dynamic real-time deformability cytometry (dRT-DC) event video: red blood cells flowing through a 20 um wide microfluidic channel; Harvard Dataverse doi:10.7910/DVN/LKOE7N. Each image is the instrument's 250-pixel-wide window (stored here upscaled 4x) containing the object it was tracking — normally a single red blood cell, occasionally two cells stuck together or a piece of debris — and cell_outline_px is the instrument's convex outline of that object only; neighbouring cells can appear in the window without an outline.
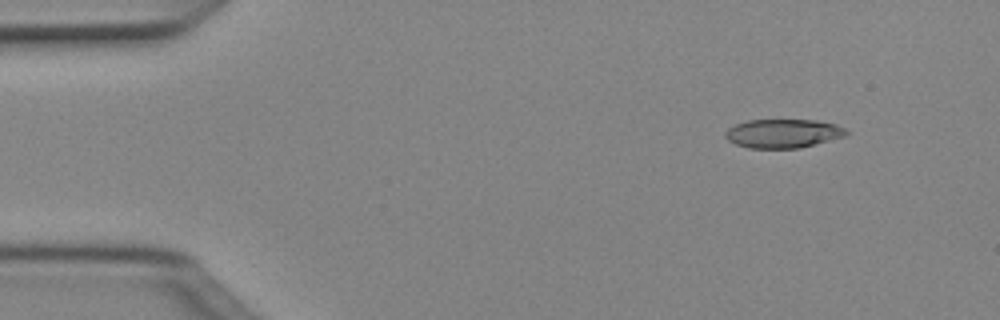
{"species": "Egyptian fruit bat (a non-hibernating species)", "species_latin": "Rousettus aegyptiacus", "temperature_condition": "cold", "stored_images_in_passage": 7, "camera_frame_rate_fps": 3000, "um_per_image_px": 0.085, "animal": {"sex": "female"}, "frame": {"image": 1, "passage_image": 2, "time_ms": 0.333, "image_size_px": [1000, 320], "cell_outline_px": [[848, 132], [844, 136], [800, 148], [748, 148], [736, 144], [728, 140], [724, 136], [724, 132], [728, 128], [736, 124], [748, 120], [816, 120], [836, 124], [844, 128]], "centroid_in_image_um": [66.53, 11.34], "position_along_channel_um": 18.5, "area_um2": 20.23}}
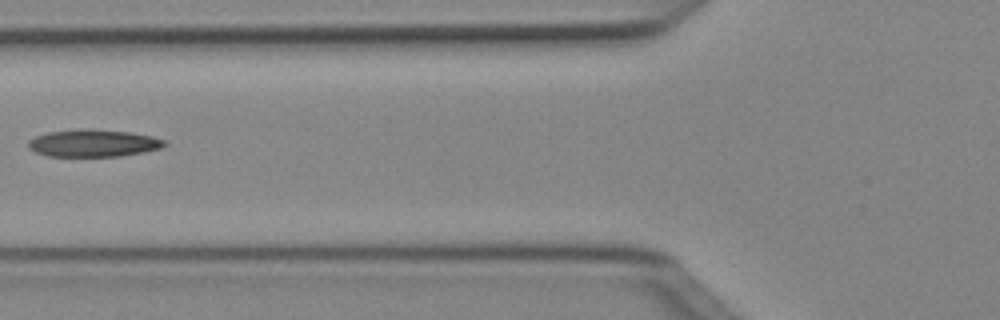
{"frame": {"image": 2, "passage_image": 6, "time_ms": 1.667, "image_size_px": [1000, 320], "cell_outline_px": [[168, 144], [160, 148], [144, 152], [120, 156], [48, 156], [36, 152], [28, 148], [28, 140], [36, 136], [48, 132], [76, 128], [92, 128], [132, 132], [152, 136], [164, 140]], "centroid_in_image_um": [7.93, 12.15], "position_along_channel_um": 117.9, "area_um2": 21.96}}
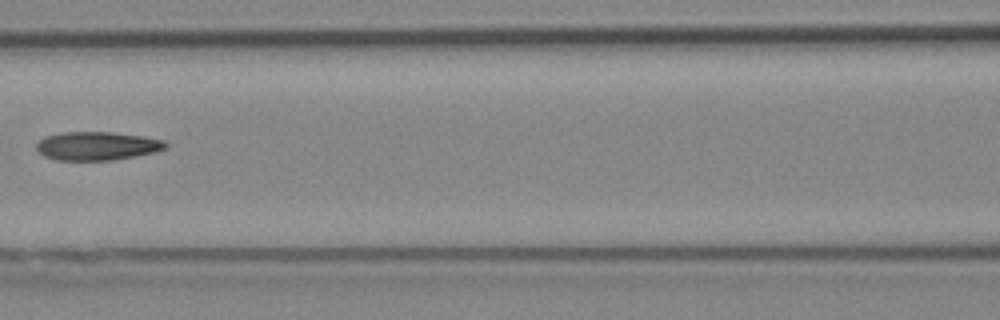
{"frame": {"image": 3, "passage_image": 7, "time_ms": 2.0, "image_size_px": [1000, 320], "cell_outline_px": [[168, 148], [156, 152], [136, 156], [112, 160], [56, 160], [44, 156], [36, 148], [36, 144], [44, 136], [60, 132], [112, 132], [144, 136], [164, 140], [168, 144]], "centroid_in_image_um": [8.28, 12.4], "position_along_channel_um": 158.3, "area_um2": 21.68}}